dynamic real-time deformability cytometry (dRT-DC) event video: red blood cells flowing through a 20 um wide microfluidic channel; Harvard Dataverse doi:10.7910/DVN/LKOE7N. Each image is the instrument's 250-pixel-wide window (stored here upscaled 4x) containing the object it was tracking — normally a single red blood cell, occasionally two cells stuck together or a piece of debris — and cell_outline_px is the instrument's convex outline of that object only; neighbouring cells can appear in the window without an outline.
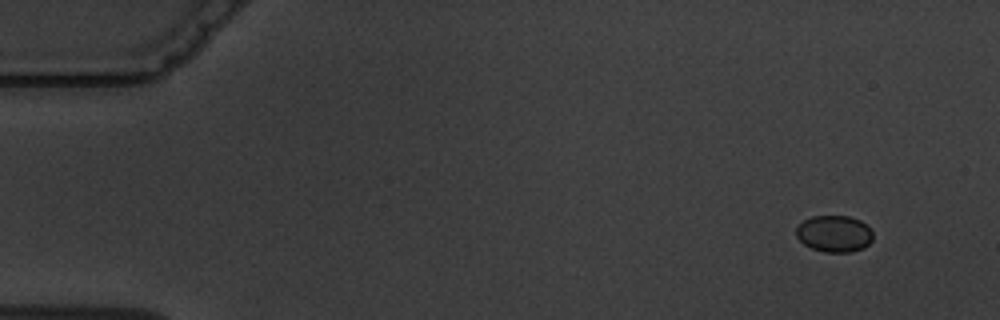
{"species": "common noctule bat (a hibernating species)", "species_latin": "Nyctalus noctula", "temperature_condition": "warm", "stored_images_in_passage": 4, "camera_frame_rate_fps": 3000, "um_per_image_px": 0.085, "animal": {"sex": "male", "body_mass_g": 19.5, "forearm_length_mm": 54.6}, "frame": {"image": 1, "passage_image": 1, "time_ms": 0.0, "image_size_px": [1000, 320], "cell_outline_px": [[872, 240], [864, 248], [852, 252], [824, 252], [812, 248], [804, 244], [796, 236], [796, 228], [804, 220], [812, 216], [848, 216], [860, 220], [872, 232]], "centroid_in_image_um": [70.9, 19.87], "position_along_channel_um": 14.1, "area_um2": 16.3}}
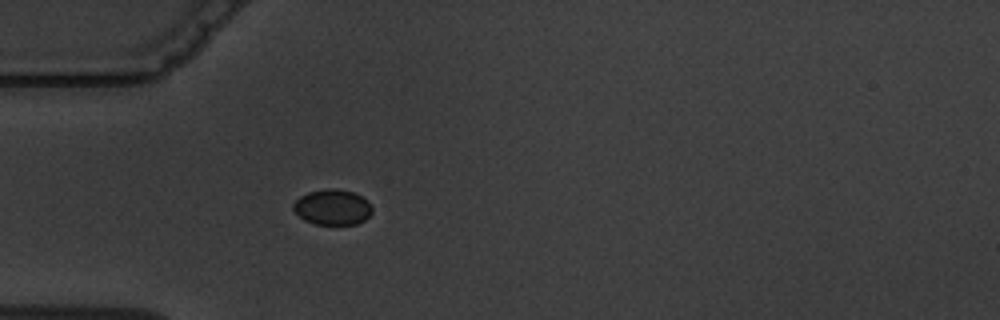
{"frame": {"image": 2, "passage_image": 4, "time_ms": 4.333, "image_size_px": [1000, 320], "cell_outline_px": [[372, 212], [364, 220], [356, 224], [316, 224], [304, 220], [292, 208], [292, 204], [300, 196], [308, 192], [328, 188], [336, 188], [356, 192], [368, 200], [372, 208]], "centroid_in_image_um": [28.27, 17.59], "position_along_channel_um": 56.7, "area_um2": 16.42}}